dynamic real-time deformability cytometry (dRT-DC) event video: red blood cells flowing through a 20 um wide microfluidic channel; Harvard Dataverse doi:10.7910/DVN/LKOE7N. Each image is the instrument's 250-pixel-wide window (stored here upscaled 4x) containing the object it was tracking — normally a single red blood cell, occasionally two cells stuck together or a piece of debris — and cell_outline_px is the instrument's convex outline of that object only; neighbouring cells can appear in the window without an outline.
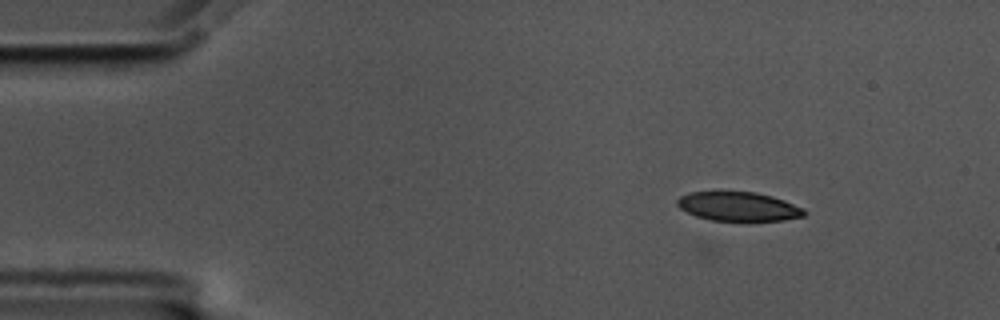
{"species": "common noctule bat (a hibernating species)", "species_latin": "Nyctalus noctula", "temperature_condition": "cold", "stored_images_in_passage": 9, "camera_frame_rate_fps": 3000, "um_per_image_px": 0.085, "animal": {"sex": "male", "body_mass_g": 17.5, "forearm_length_mm": 52.3}, "frame": {"image": 1, "passage_image": 1, "time_ms": 0.0, "image_size_px": [1000, 320], "cell_outline_px": [[808, 212], [804, 216], [784, 220], [748, 224], [712, 220], [696, 216], [680, 208], [676, 204], [676, 200], [680, 196], [688, 192], [756, 192], [772, 196], [784, 200], [804, 208]], "centroid_in_image_um": [62.82, 17.6], "position_along_channel_um": 22.2, "area_um2": 22.43}}